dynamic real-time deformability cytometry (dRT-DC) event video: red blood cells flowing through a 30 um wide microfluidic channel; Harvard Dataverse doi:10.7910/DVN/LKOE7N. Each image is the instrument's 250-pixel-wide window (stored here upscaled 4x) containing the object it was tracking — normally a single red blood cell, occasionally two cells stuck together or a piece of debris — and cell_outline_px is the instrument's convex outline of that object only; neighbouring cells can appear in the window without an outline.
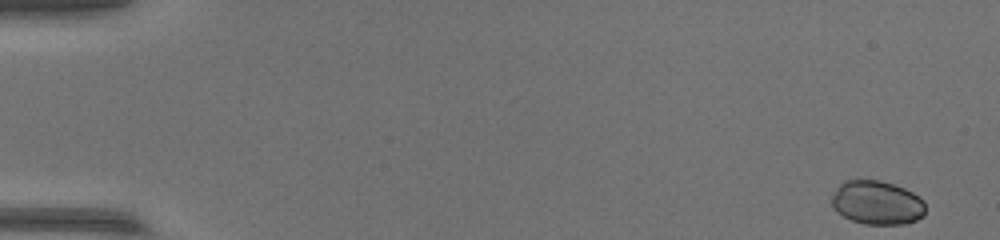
{"species": "common noctule bat (a hibernating species)", "species_latin": "Nyctalus noctula", "temperature_condition": "warm", "stored_images_in_passage": 50, "camera_frame_rate_fps": 3000, "um_per_image_px": 0.085, "animal": {"sex": "female", "body_mass_g": 17.0, "forearm_length_mm": 48.0}, "frame": {"image": 1, "passage_image": 1, "time_ms": 0.0, "image_size_px": [1000, 240], "cell_outline_px": [[924, 216], [916, 220], [904, 224], [864, 224], [852, 220], [836, 212], [832, 204], [832, 196], [836, 188], [844, 180], [880, 180], [904, 188], [920, 196], [924, 200]], "centroid_in_image_um": [74.55, 17.23], "position_along_channel_um": 10.5, "area_um2": 23.99}}
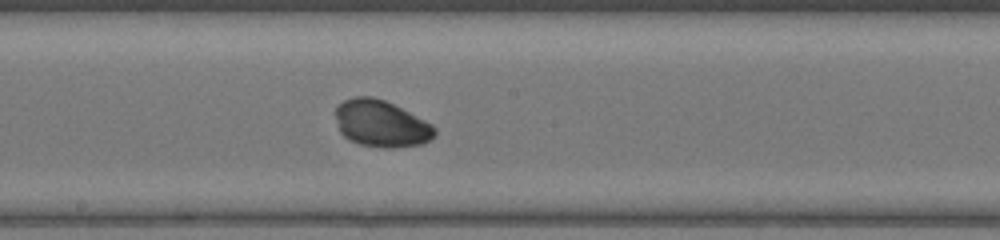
{"frame": {"image": 2, "passage_image": 29, "time_ms": 9.333, "image_size_px": [1000, 240], "cell_outline_px": [[436, 136], [424, 144], [392, 148], [384, 148], [360, 144], [348, 140], [340, 132], [336, 116], [336, 108], [344, 100], [356, 96], [372, 96], [384, 100], [432, 124], [436, 128]], "centroid_in_image_um": [32.41, 10.53], "position_along_channel_um": 215.8, "area_um2": 26.93}}
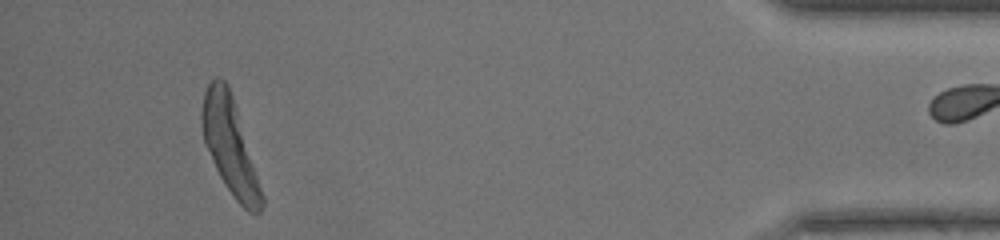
{"frame": {"image": 3, "passage_image": 49, "time_ms": 16.0, "image_size_px": [1000, 240], "cell_outline_px": [[264, 204], [260, 212], [248, 212], [236, 200], [224, 184], [204, 144], [200, 124], [200, 112], [204, 92], [208, 84], [216, 76], [220, 76], [228, 84], [232, 96], [264, 196]], "centroid_in_image_um": [19.51, 12.38], "position_along_channel_um": 415.7, "area_um2": 33.18}}